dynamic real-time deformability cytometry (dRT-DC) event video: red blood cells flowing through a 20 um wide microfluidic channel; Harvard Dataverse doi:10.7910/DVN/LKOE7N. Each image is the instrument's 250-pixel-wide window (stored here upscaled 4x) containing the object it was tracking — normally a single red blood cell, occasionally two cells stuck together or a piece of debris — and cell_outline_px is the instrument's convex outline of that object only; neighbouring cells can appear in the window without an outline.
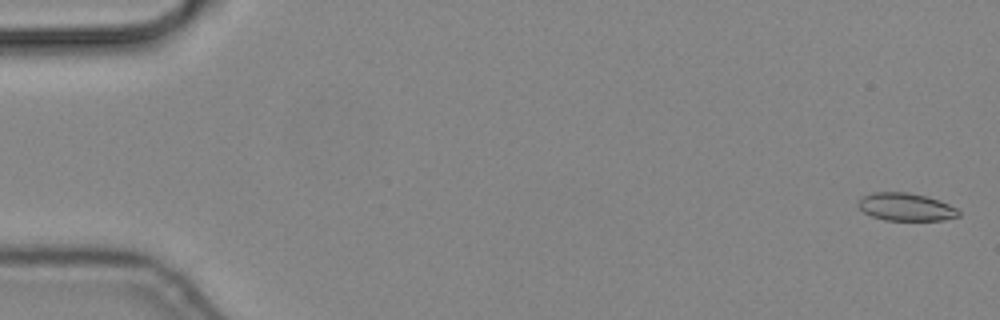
{"species": "common noctule bat (a hibernating species)", "species_latin": "Nyctalus noctula", "temperature_condition": "cold", "stored_images_in_passage": 58, "camera_frame_rate_fps": 3000, "um_per_image_px": 0.085, "animal": {"sex": "male", "body_mass_g": 19.2, "forearm_length_mm": 51.8}, "frame": {"image": 1, "passage_image": 2, "time_ms": 0.333, "image_size_px": [1000, 320], "cell_outline_px": [[960, 216], [944, 220], [884, 220], [872, 216], [864, 212], [856, 204], [860, 196], [872, 192], [908, 192], [940, 200], [956, 208], [960, 212]], "centroid_in_image_um": [76.97, 17.58], "position_along_channel_um": 8.0, "area_um2": 16.36}}
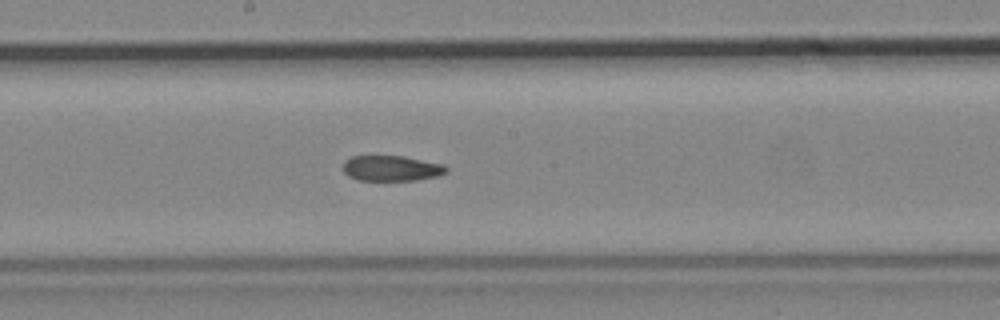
{"frame": {"image": 2, "passage_image": 31, "time_ms": 10.0, "image_size_px": [1000, 320], "cell_outline_px": [[448, 172], [436, 176], [416, 180], [356, 180], [348, 176], [344, 172], [344, 160], [352, 156], [404, 156], [444, 164], [448, 168]], "centroid_in_image_um": [33.28, 14.3], "position_along_channel_um": 214.9, "area_um2": 15.37}}
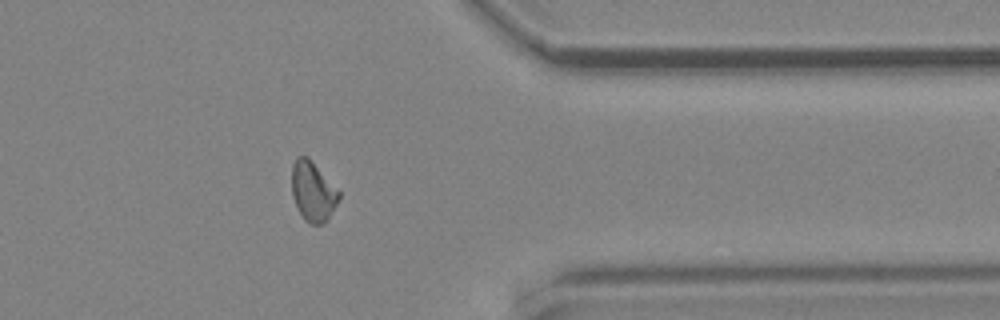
{"frame": {"image": 3, "passage_image": 46, "time_ms": 15.0, "image_size_px": [1000, 320], "cell_outline_px": [[340, 196], [336, 204], [324, 224], [312, 224], [304, 220], [292, 196], [292, 164], [296, 156], [308, 156], [312, 160], [340, 192]], "centroid_in_image_um": [26.58, 16.24], "position_along_channel_um": 384.8, "area_um2": 16.3}}